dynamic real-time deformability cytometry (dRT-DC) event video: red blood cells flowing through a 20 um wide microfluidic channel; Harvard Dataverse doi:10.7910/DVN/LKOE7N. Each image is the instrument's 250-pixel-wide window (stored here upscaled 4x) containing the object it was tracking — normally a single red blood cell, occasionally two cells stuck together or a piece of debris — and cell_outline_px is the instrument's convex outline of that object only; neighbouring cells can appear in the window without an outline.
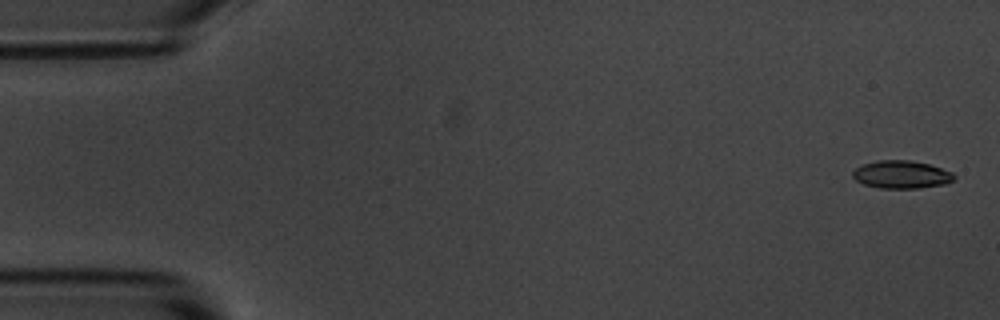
{"species": "common noctule bat (a hibernating species)", "species_latin": "Nyctalus noctula", "temperature_condition": "room temperature", "stored_images_in_passage": 50, "camera_frame_rate_fps": 3000, "um_per_image_px": 0.085, "animal": {"sex": "male", "body_mass_g": 20.1, "forearm_length_mm": 53.5}, "frame": {"image": 1, "passage_image": 2, "time_ms": 0.333, "image_size_px": [1000, 320], "cell_outline_px": [[956, 176], [948, 184], [916, 188], [880, 188], [864, 184], [856, 180], [852, 176], [852, 172], [856, 168], [864, 164], [876, 160], [908, 160], [928, 164], [952, 172]], "centroid_in_image_um": [76.62, 14.84], "position_along_channel_um": 8.4, "area_um2": 16.36}}
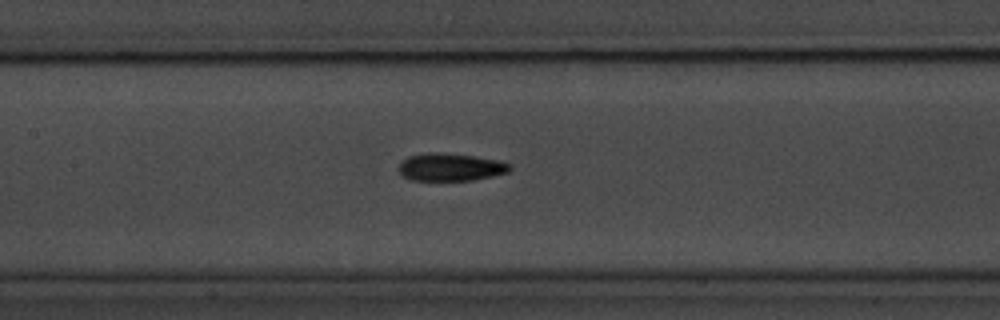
{"frame": {"image": 2, "passage_image": 26, "time_ms": 8.333, "image_size_px": [1000, 320], "cell_outline_px": [[512, 168], [508, 172], [492, 176], [472, 180], [412, 180], [404, 176], [396, 168], [400, 160], [408, 156], [428, 152], [436, 152], [476, 156], [500, 160], [512, 164]], "centroid_in_image_um": [38.28, 14.19], "position_along_channel_um": 169.1, "area_um2": 18.15}}
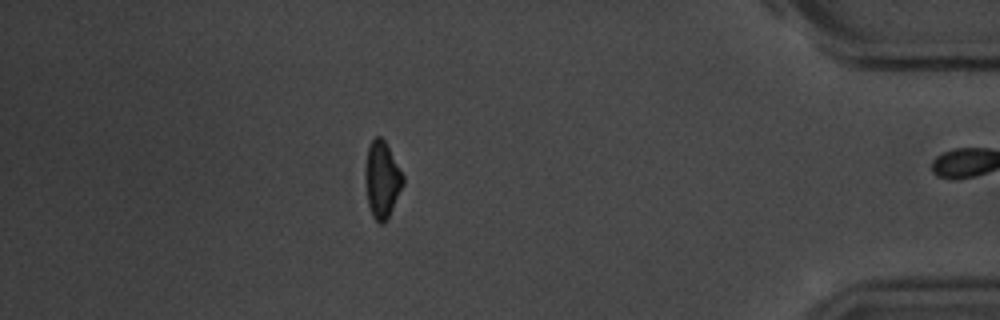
{"frame": {"image": 3, "passage_image": 49, "time_ms": 16.0, "image_size_px": [1000, 320], "cell_outline_px": [[404, 184], [388, 220], [384, 224], [380, 224], [372, 216], [368, 204], [364, 180], [364, 168], [368, 144], [376, 136], [380, 136], [384, 140], [404, 176]], "centroid_in_image_um": [32.45, 15.29], "position_along_channel_um": 402.7, "area_um2": 17.22}, "authors_computed_cell_mechanics": {"area_um2": 17.5134, "velocity_mm_per_s": 3.6239, "shape_relaxation_time_tau1_ms": 3.2923, "shape_relaxation_time_tau2_ms": 6.2515, "deformation_change_tau1": 0.1261, "deformation_change_tau2": 0.127}}